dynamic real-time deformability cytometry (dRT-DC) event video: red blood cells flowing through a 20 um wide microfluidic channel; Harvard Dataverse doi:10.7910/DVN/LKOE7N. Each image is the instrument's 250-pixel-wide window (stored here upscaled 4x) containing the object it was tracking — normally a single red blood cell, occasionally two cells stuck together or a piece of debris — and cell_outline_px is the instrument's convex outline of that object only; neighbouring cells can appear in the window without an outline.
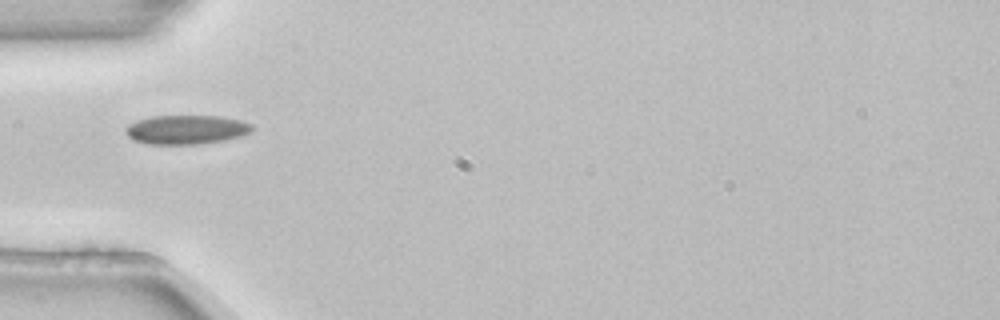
{"species": "common noctule bat (a hibernating species)", "species_latin": "Nyctalus noctula", "temperature_condition": "room temperature", "stored_images_in_passage": 2, "camera_frame_rate_fps": 3000, "um_per_image_px": 0.085, "animal": {"sex": "female", "body_mass_g": 22.7, "forearm_length_mm": 54.2}, "frame": {"image": 1, "passage_image": 1, "time_ms": 0.0, "image_size_px": [1000, 320], "cell_outline_px": [[252, 132], [240, 136], [224, 140], [196, 144], [148, 144], [132, 140], [124, 132], [124, 128], [128, 124], [152, 116], [220, 116], [240, 120], [252, 124]], "centroid_in_image_um": [15.81, 11.02], "position_along_channel_um": 69.2, "area_um2": 21.44}}